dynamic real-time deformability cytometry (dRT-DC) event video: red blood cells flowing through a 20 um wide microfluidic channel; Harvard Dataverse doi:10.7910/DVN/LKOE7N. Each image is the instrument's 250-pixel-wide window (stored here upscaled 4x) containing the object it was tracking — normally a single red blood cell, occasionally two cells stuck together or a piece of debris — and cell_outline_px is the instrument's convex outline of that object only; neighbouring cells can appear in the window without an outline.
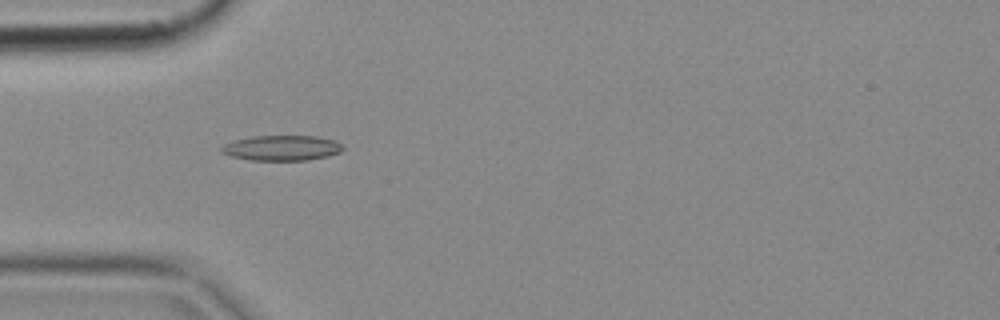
{"species": "common noctule bat (a hibernating species)", "species_latin": "Nyctalus noctula", "temperature_condition": "cold", "stored_images_in_passage": 5, "camera_frame_rate_fps": 3000, "um_per_image_px": 0.085, "animal": {"sex": "female", "body_mass_g": 18.4}, "frame": {"image": 1, "passage_image": 4, "time_ms": 1.0, "image_size_px": [1000, 320], "cell_outline_px": [[344, 148], [340, 152], [328, 156], [308, 160], [252, 160], [232, 156], [224, 152], [220, 148], [224, 144], [232, 140], [252, 136], [316, 136], [336, 140]], "centroid_in_image_um": [23.97, 12.57], "position_along_channel_um": 61.0, "area_um2": 17.8}}
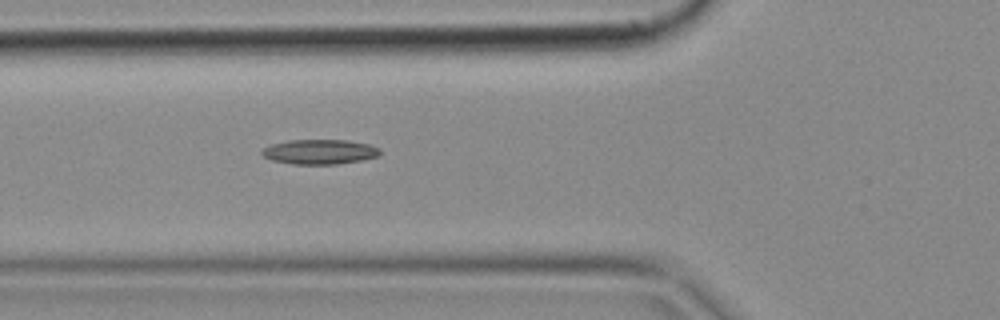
{"frame": {"image": 2, "passage_image": 5, "time_ms": 1.333, "image_size_px": [1000, 320], "cell_outline_px": [[380, 152], [376, 156], [360, 160], [336, 164], [292, 164], [272, 160], [264, 156], [260, 152], [264, 148], [272, 144], [288, 140], [348, 140], [368, 144], [380, 148]], "centroid_in_image_um": [27.15, 12.9], "position_along_channel_um": 98.7, "area_um2": 16.88}}